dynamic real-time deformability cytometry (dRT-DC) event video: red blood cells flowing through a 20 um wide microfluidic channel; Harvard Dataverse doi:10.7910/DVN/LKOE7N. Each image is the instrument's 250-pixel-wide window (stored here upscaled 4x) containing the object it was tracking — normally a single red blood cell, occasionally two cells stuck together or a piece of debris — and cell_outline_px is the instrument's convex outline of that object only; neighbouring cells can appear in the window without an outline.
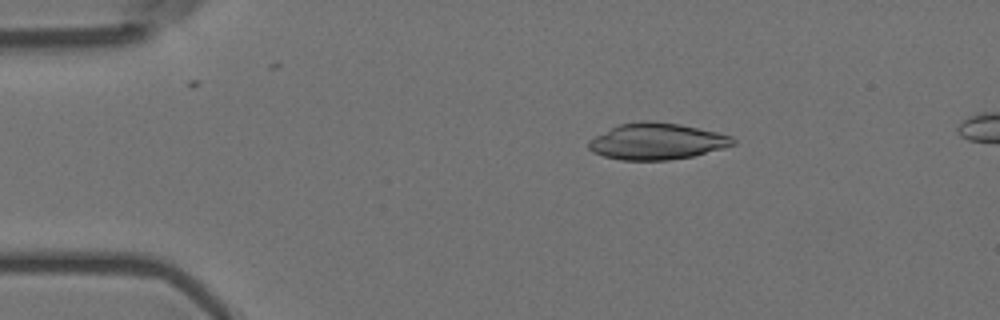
{"species": "Egyptian fruit bat (a non-hibernating species)", "species_latin": "Rousettus aegyptiacus", "temperature_condition": "room temperature", "stored_images_in_passage": 56, "camera_frame_rate_fps": 3000, "um_per_image_px": 0.085, "animal": {"sex": "female"}, "frame": {"image": 1, "passage_image": 10, "time_ms": 3.0, "image_size_px": [1000, 320], "cell_outline_px": [[736, 144], [724, 148], [692, 156], [668, 160], [620, 160], [604, 156], [592, 152], [588, 148], [588, 140], [620, 124], [640, 120], [652, 120], [680, 124], [716, 132], [732, 136], [736, 140]], "centroid_in_image_um": [55.84, 12.01], "position_along_channel_um": 29.2, "area_um2": 30.63}}
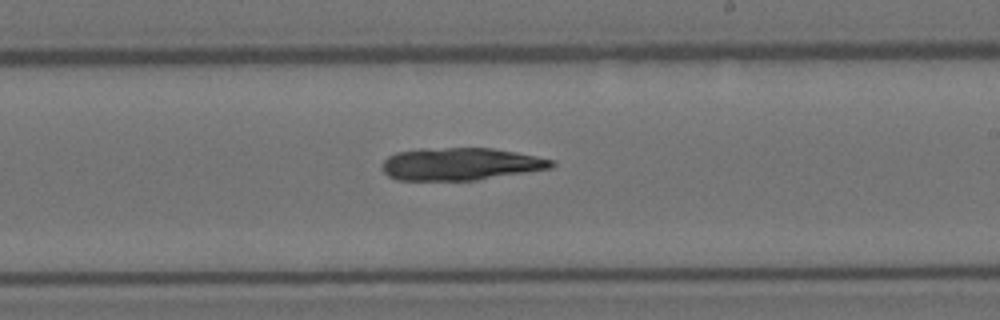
{"frame": {"image": 2, "passage_image": 33, "time_ms": 10.667, "image_size_px": [1000, 320], "cell_outline_px": [[556, 164], [552, 168], [476, 180], [396, 180], [388, 176], [380, 168], [384, 160], [388, 156], [396, 152], [420, 148], [492, 148], [516, 152], [556, 160]], "centroid_in_image_um": [39.13, 13.94], "position_along_channel_um": 249.9, "area_um2": 32.31}}
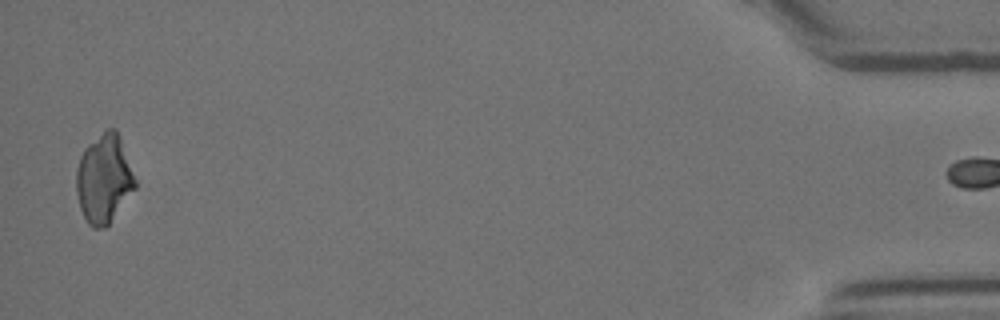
{"frame": {"image": 3, "passage_image": 55, "time_ms": 18.0, "image_size_px": [1000, 320], "cell_outline_px": [[136, 188], [108, 224], [104, 228], [92, 228], [88, 224], [80, 208], [76, 192], [76, 172], [80, 156], [84, 148], [88, 144], [108, 128], [116, 128], [120, 136], [136, 180]], "centroid_in_image_um": [8.83, 15.19], "position_along_channel_um": 426.4, "area_um2": 30.29}}